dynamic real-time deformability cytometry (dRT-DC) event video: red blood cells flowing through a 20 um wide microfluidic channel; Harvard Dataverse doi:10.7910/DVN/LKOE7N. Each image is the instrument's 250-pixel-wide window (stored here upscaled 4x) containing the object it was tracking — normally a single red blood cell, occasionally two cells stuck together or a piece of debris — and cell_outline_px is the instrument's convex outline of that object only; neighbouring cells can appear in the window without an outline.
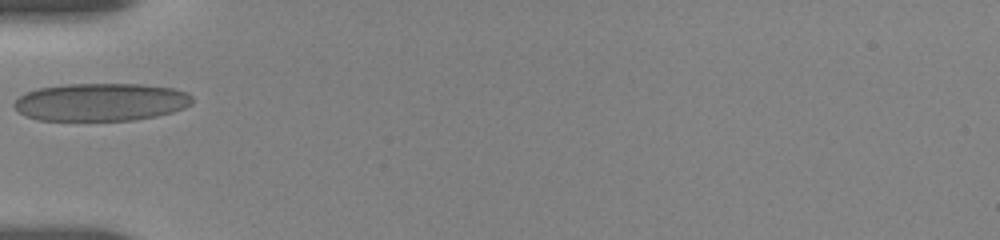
{"species": "human", "species_latin": "Homo sapiens", "temperature_condition": "room temperature", "stored_images_in_passage": 4, "camera_frame_rate_fps": 3000, "um_per_image_px": 0.085, "donor": {"sex": "female"}, "frame": {"image": 1, "passage_image": 1, "time_ms": 0.0, "image_size_px": [1000, 240], "cell_outline_px": [[192, 104], [184, 108], [172, 112], [156, 116], [132, 120], [40, 120], [24, 116], [12, 104], [24, 92], [36, 88], [64, 84], [140, 84], [172, 88], [188, 92], [192, 96]], "centroid_in_image_um": [8.56, 8.67], "position_along_channel_um": 76.4, "area_um2": 39.42}}
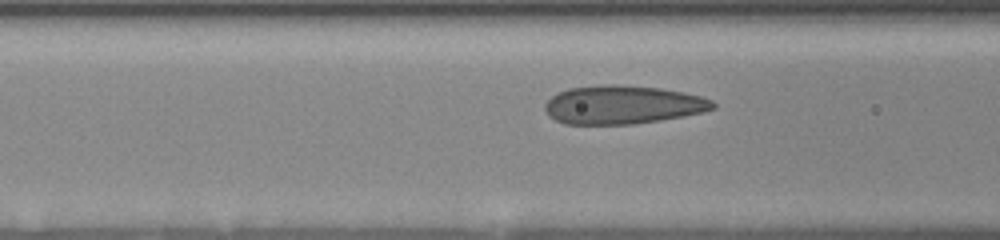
{"frame": {"image": 2, "passage_image": 3, "time_ms": 1.0, "image_size_px": [1000, 240], "cell_outline_px": [[716, 108], [704, 112], [684, 116], [660, 120], [632, 124], [564, 124], [548, 116], [544, 108], [544, 104], [552, 96], [568, 88], [604, 84], [616, 84], [660, 88], [700, 96], [712, 100], [716, 104]], "centroid_in_image_um": [52.92, 8.91], "position_along_channel_um": 113.7, "area_um2": 37.74}}